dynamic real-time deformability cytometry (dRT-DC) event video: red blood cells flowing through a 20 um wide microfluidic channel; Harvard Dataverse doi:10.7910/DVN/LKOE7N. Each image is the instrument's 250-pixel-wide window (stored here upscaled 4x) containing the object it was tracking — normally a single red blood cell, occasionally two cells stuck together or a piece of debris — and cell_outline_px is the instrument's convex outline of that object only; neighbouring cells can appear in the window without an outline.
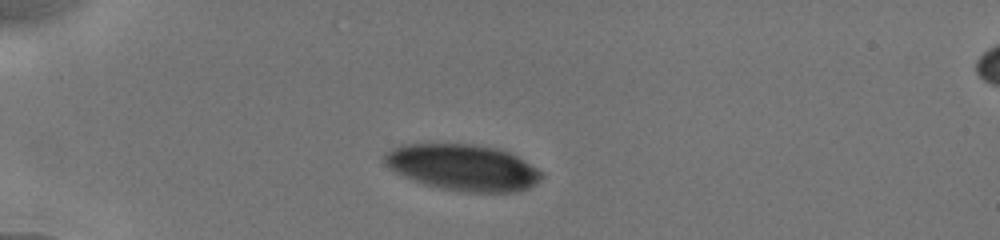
{"species": "human", "species_latin": "Homo sapiens", "temperature_condition": "cold", "stored_images_in_passage": 5, "camera_frame_rate_fps": 3000, "um_per_image_px": 0.085, "donor": {"sex": "male"}, "frame": {"image": 1, "passage_image": 1, "time_ms": 0.0, "image_size_px": [1000, 240], "cell_outline_px": [[540, 176], [528, 188], [516, 192], [468, 192], [440, 188], [424, 184], [404, 176], [396, 172], [380, 156], [384, 152], [392, 148], [404, 144], [472, 144], [496, 148], [508, 152], [516, 156], [536, 168], [540, 172]], "centroid_in_image_um": [39.29, 14.22], "position_along_channel_um": 45.7, "area_um2": 41.73}}